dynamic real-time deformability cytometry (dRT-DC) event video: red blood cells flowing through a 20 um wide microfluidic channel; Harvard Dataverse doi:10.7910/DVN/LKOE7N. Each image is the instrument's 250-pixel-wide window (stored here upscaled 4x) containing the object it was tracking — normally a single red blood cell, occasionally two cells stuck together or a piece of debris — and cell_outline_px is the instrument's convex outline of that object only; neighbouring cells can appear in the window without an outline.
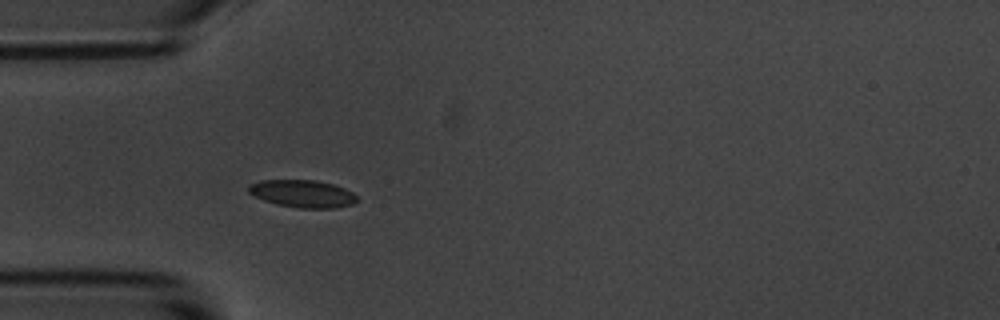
{"species": "common noctule bat (a hibernating species)", "species_latin": "Nyctalus noctula", "temperature_condition": "room temperature", "stored_images_in_passage": 2, "camera_frame_rate_fps": 3000, "um_per_image_px": 0.085, "animal": {"sex": "male", "body_mass_g": 20.1, "forearm_length_mm": 53.5}, "frame": {"image": 1, "passage_image": 2, "time_ms": 2.0, "image_size_px": [1000, 320], "cell_outline_px": [[356, 200], [352, 204], [336, 208], [300, 208], [276, 204], [264, 200], [248, 192], [248, 184], [260, 180], [316, 180], [332, 184], [344, 188], [352, 192], [356, 196]], "centroid_in_image_um": [25.69, 16.46], "position_along_channel_um": 59.3, "area_um2": 17.28}}